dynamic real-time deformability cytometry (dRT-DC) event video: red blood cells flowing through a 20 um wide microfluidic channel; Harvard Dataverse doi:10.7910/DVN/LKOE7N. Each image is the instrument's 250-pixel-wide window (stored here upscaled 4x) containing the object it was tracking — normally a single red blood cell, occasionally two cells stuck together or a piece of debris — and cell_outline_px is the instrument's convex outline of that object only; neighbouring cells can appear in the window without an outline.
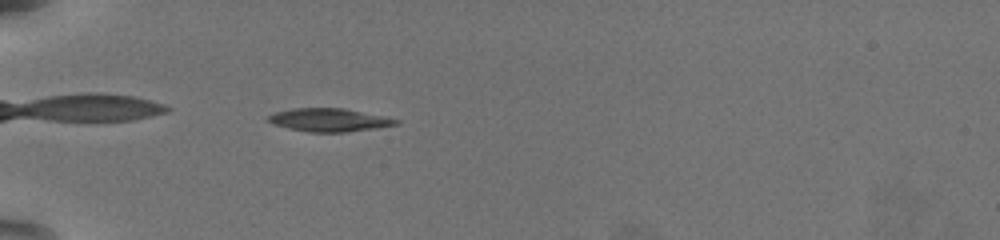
{"species": "common noctule bat (a hibernating species)", "species_latin": "Nyctalus noctula", "temperature_condition": "warm", "stored_images_in_passage": 39, "camera_frame_rate_fps": 3000, "um_per_image_px": 0.085, "animal": {"sex": "female", "body_mass_g": 19.5, "forearm_length_mm": 54.1}, "frame": {"image": 1, "passage_image": 2, "time_ms": 0.333, "image_size_px": [1000, 240], "cell_outline_px": [[400, 124], [376, 128], [344, 132], [308, 132], [288, 128], [276, 124], [268, 120], [268, 116], [276, 112], [292, 108], [344, 108], [384, 116], [400, 120]], "centroid_in_image_um": [28.02, 10.19], "position_along_channel_um": 57.0, "area_um2": 17.11}}
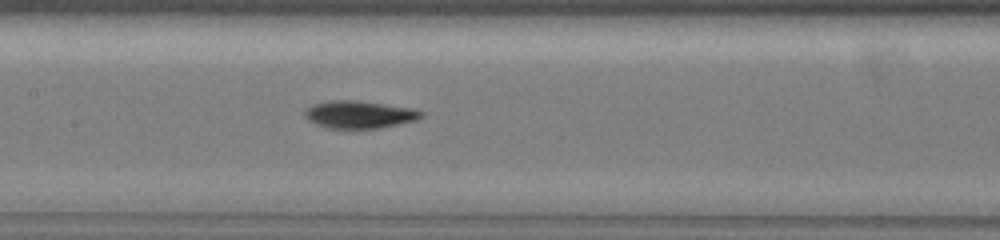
{"frame": {"image": 2, "passage_image": 13, "time_ms": 4.0, "image_size_px": [1000, 240], "cell_outline_px": [[424, 116], [416, 120], [380, 128], [328, 128], [316, 124], [308, 120], [304, 116], [304, 112], [312, 104], [328, 100], [352, 100], [412, 108], [424, 112]], "centroid_in_image_um": [30.53, 9.73], "position_along_channel_um": 176.9, "area_um2": 18.55}}
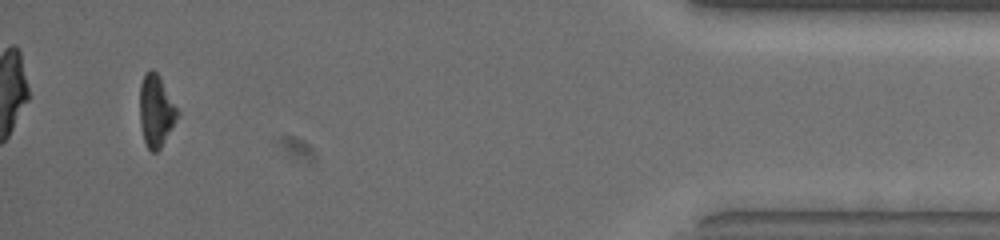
{"frame": {"image": 3, "passage_image": 37, "time_ms": 12.0, "image_size_px": [1000, 240], "cell_outline_px": [[180, 116], [160, 148], [156, 152], [152, 152], [148, 148], [144, 140], [140, 124], [140, 84], [144, 72], [152, 68], [160, 76], [180, 112]], "centroid_in_image_um": [13.28, 9.39], "position_along_channel_um": 421.9, "area_um2": 16.07}, "authors_computed_cell_mechanics": {"area_um2": 17.3978, "velocity_mm_per_s": 3.8108, "shape_relaxation_time_tau1_ms": 5.0326, "shape_relaxation_time_tau2_ms": 4.5738, "deformation_change_tau1": 0.1867, "deformation_change_tau2": 0.1172}}